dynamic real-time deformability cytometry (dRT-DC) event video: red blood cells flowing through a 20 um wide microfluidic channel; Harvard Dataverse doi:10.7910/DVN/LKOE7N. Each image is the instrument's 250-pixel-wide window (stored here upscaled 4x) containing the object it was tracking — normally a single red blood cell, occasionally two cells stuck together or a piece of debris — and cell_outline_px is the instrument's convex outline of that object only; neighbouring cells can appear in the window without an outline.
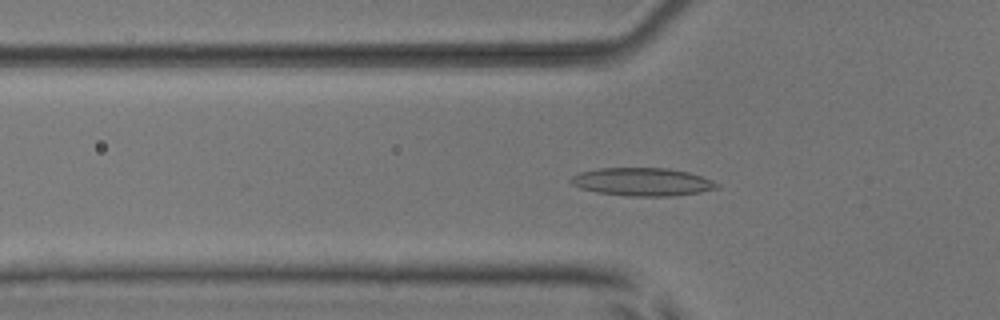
{"species": "common noctule bat (a hibernating species)", "species_latin": "Nyctalus noctula", "temperature_condition": "room temperature", "stored_images_in_passage": 41, "camera_frame_rate_fps": 3000, "um_per_image_px": 0.085, "animal": {"sex": "male", "body_mass_g": 17.9, "forearm_length_mm": 54.2}, "frame": {"image": 1, "passage_image": 6, "time_ms": 1.667, "image_size_px": [1000, 320], "cell_outline_px": [[720, 188], [700, 192], [672, 196], [628, 196], [596, 192], [580, 188], [572, 184], [568, 180], [572, 176], [580, 172], [600, 168], [668, 168], [688, 172], [712, 180], [720, 184]], "centroid_in_image_um": [54.6, 15.46], "position_along_channel_um": 71.2, "area_um2": 23.93}}
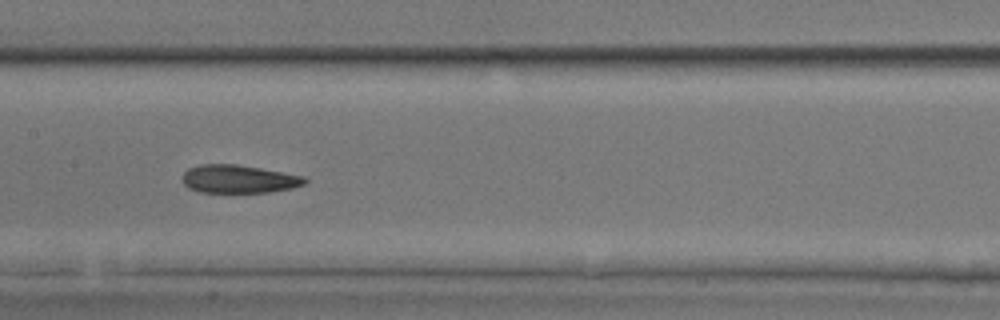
{"frame": {"image": 2, "passage_image": 15, "time_ms": 4.667, "image_size_px": [1000, 320], "cell_outline_px": [[308, 180], [304, 184], [292, 188], [268, 192], [196, 192], [188, 188], [184, 184], [180, 176], [188, 168], [200, 164], [236, 164], [308, 176]], "centroid_in_image_um": [20.28, 15.21], "position_along_channel_um": 187.1, "area_um2": 20.35}}
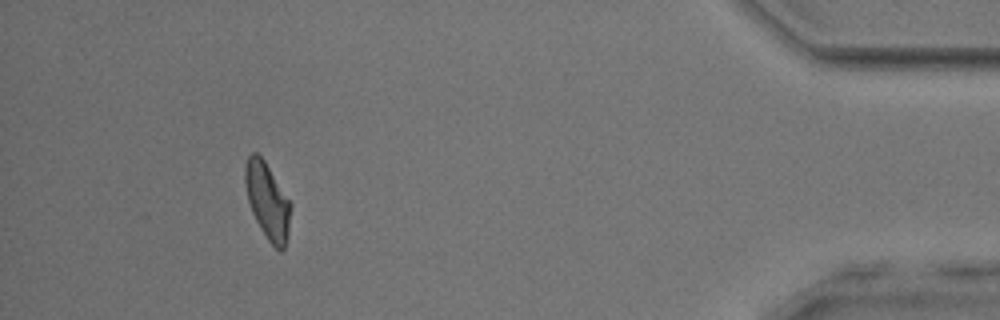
{"frame": {"image": 3, "passage_image": 37, "time_ms": 12.0, "image_size_px": [1000, 320], "cell_outline_px": [[292, 204], [288, 236], [284, 248], [280, 252], [268, 240], [260, 228], [252, 212], [248, 200], [244, 180], [244, 164], [248, 156], [252, 152], [256, 152], [264, 160]], "centroid_in_image_um": [22.73, 17.07], "position_along_channel_um": 412.5, "area_um2": 20.29}, "authors_computed_cell_mechanics": {"area_um2": 20.6346, "velocity_mm_per_s": 3.8757, "shape_relaxation_time_tau1_ms": 5.1588, "shape_relaxation_time_tau2_ms": 2.5281, "deformation_change_tau1": 0.1899, "deformation_change_tau2": 0.1103}}